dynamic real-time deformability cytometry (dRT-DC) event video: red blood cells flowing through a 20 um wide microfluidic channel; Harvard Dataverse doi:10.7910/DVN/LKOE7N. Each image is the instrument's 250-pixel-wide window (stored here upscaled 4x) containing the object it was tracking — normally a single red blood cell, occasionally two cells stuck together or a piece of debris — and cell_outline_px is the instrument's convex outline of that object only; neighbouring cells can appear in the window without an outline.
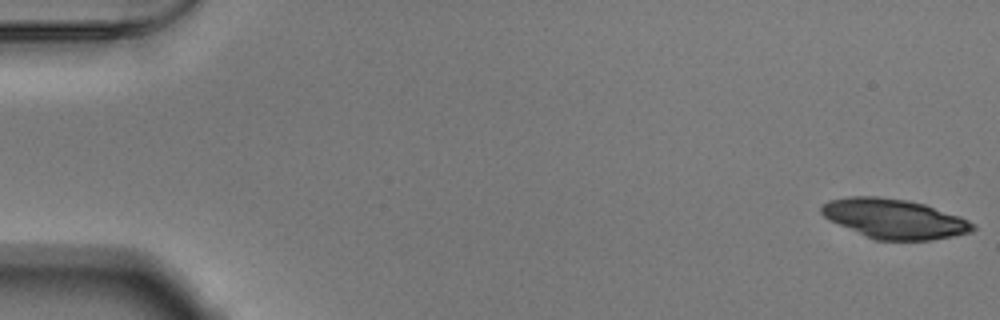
{"species": "Egyptian fruit bat (a non-hibernating species)", "species_latin": "Rousettus aegyptiacus", "temperature_condition": "warm", "stored_images_in_passage": 52, "camera_frame_rate_fps": 3000, "um_per_image_px": 0.085, "animal": {"sex": "male"}, "frame": {"image": 1, "passage_image": 1, "time_ms": 0.0, "image_size_px": [1000, 320], "cell_outline_px": [[976, 228], [972, 232], [932, 240], [876, 240], [828, 220], [820, 212], [820, 208], [828, 200], [848, 196], [876, 196], [908, 200], [924, 204], [968, 220], [976, 224]], "centroid_in_image_um": [76.0, 18.59], "position_along_channel_um": 9.0, "area_um2": 34.8}}